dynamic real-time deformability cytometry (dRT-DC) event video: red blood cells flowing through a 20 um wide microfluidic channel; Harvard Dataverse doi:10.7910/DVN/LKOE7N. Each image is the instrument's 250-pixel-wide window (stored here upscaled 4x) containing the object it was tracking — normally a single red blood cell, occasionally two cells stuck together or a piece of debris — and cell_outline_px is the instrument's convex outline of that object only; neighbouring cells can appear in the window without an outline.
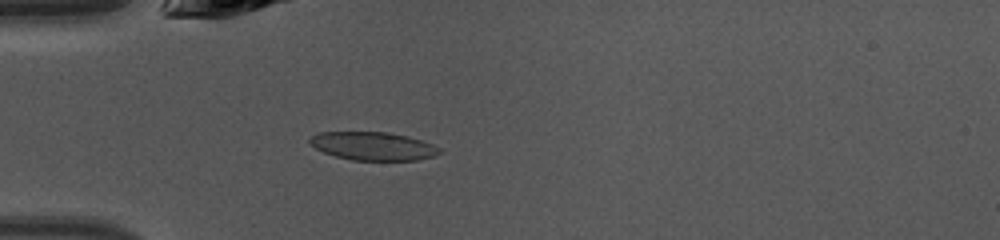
{"species": "common noctule bat (a hibernating species)", "species_latin": "Nyctalus noctula", "temperature_condition": "warm", "stored_images_in_passage": 39, "camera_frame_rate_fps": 3000, "um_per_image_px": 0.085, "animal": {"sex": "female", "body_mass_g": 10.0, "forearm_length_mm": 53.1}, "frame": {"image": 1, "passage_image": 6, "time_ms": 1.667, "image_size_px": [1000, 240], "cell_outline_px": [[440, 152], [432, 156], [416, 160], [352, 160], [336, 156], [324, 152], [316, 148], [308, 140], [316, 132], [384, 132], [408, 136], [432, 144], [440, 148]], "centroid_in_image_um": [31.69, 12.41], "position_along_channel_um": 53.3, "area_um2": 21.1}}
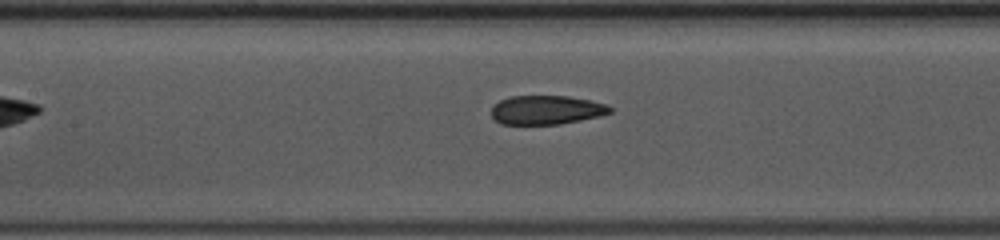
{"frame": {"image": 2, "passage_image": 14, "time_ms": 4.333, "image_size_px": [1000, 240], "cell_outline_px": [[612, 112], [600, 116], [560, 124], [500, 124], [492, 116], [492, 108], [500, 100], [512, 96], [568, 96], [608, 104], [612, 108]], "centroid_in_image_um": [46.47, 9.35], "position_along_channel_um": 160.9, "area_um2": 19.94}}
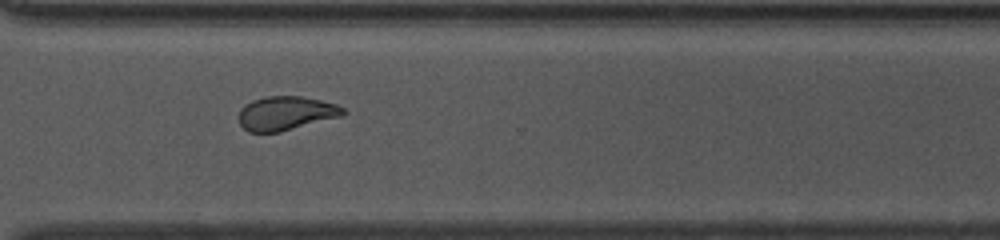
{"frame": {"image": 3, "passage_image": 27, "time_ms": 8.667, "image_size_px": [1000, 240], "cell_outline_px": [[348, 112], [344, 116], [280, 132], [248, 132], [240, 124], [240, 108], [244, 104], [252, 100], [268, 96], [300, 96], [320, 100], [336, 104], [344, 108]], "centroid_in_image_um": [24.34, 9.63], "position_along_channel_um": 346.3, "area_um2": 20.81}, "authors_computed_cell_mechanics": {"area_um2": 21.097, "velocity_mm_per_s": 4.2834, "shape_relaxation_time_tau1_ms": 11.0623, "shape_relaxation_time_tau2_ms": 1.4777, "deformation_change_tau1": 0.2348, "deformation_change_tau2": 0.0686}}